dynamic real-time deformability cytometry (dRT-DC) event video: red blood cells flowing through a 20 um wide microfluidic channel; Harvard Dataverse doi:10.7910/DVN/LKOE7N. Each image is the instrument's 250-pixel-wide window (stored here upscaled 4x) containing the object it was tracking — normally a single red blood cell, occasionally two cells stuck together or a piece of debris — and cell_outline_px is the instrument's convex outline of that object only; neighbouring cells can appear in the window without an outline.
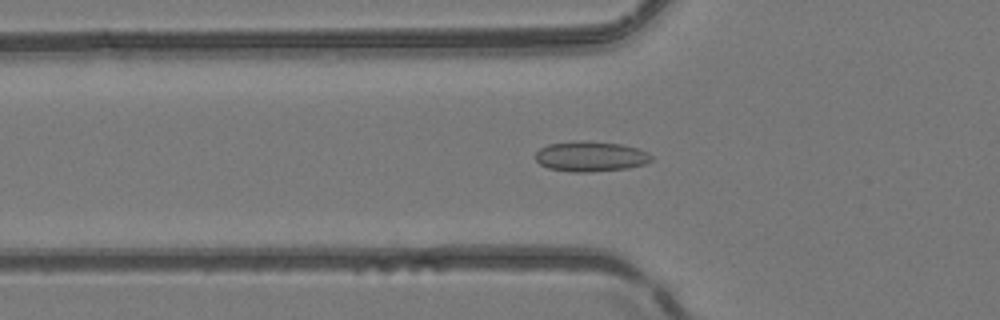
{"species": "common noctule bat (a hibernating species)", "species_latin": "Nyctalus noctula", "temperature_condition": "room temperature", "stored_images_in_passage": 51, "camera_frame_rate_fps": 3000, "um_per_image_px": 0.085, "animal": {"sex": "female", "body_mass_g": 24.6, "forearm_length_mm": 56.2}, "frame": {"image": 1, "passage_image": 18, "time_ms": 5.667, "image_size_px": [1000, 320], "cell_outline_px": [[652, 160], [644, 164], [628, 168], [588, 172], [572, 172], [548, 168], [540, 164], [536, 160], [536, 152], [540, 148], [548, 144], [580, 140], [588, 140], [620, 144], [636, 148], [648, 152], [652, 156]], "centroid_in_image_um": [50.19, 13.29], "position_along_channel_um": 75.6, "area_um2": 20.46}}
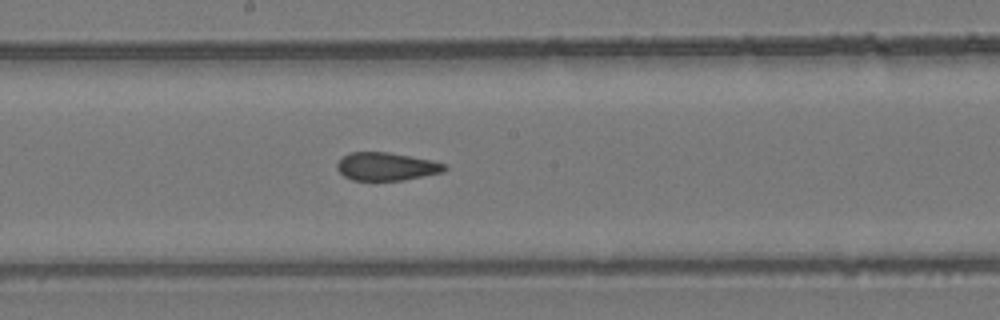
{"frame": {"image": 2, "passage_image": 28, "time_ms": 9.0, "image_size_px": [1000, 320], "cell_outline_px": [[448, 168], [444, 172], [404, 180], [352, 180], [344, 176], [336, 168], [336, 164], [348, 152], [388, 152], [432, 160], [444, 164]], "centroid_in_image_um": [32.85, 14.15], "position_along_channel_um": 215.4, "area_um2": 17.57}}
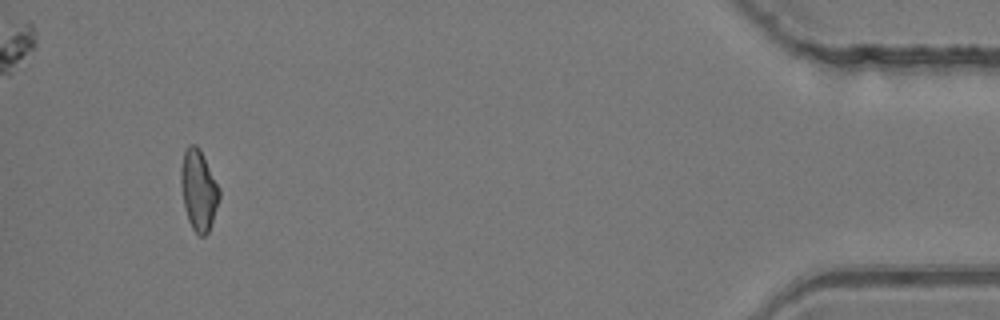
{"frame": {"image": 3, "passage_image": 48, "time_ms": 15.667, "image_size_px": [1000, 320], "cell_outline_px": [[220, 196], [208, 232], [204, 236], [200, 236], [192, 228], [188, 220], [184, 208], [180, 184], [180, 168], [184, 152], [188, 144], [196, 144], [200, 148], [220, 188]], "centroid_in_image_um": [16.86, 16.12], "position_along_channel_um": 418.3, "area_um2": 18.15}, "authors_computed_cell_mechanics": {"area_um2": 18.6694, "velocity_mm_per_s": 4.1695, "shape_relaxation_time_tau1_ms": null, "shape_relaxation_time_tau2_ms": 1.7428, "deformation_change_tau1": null, "deformation_change_tau2": 0.088}}